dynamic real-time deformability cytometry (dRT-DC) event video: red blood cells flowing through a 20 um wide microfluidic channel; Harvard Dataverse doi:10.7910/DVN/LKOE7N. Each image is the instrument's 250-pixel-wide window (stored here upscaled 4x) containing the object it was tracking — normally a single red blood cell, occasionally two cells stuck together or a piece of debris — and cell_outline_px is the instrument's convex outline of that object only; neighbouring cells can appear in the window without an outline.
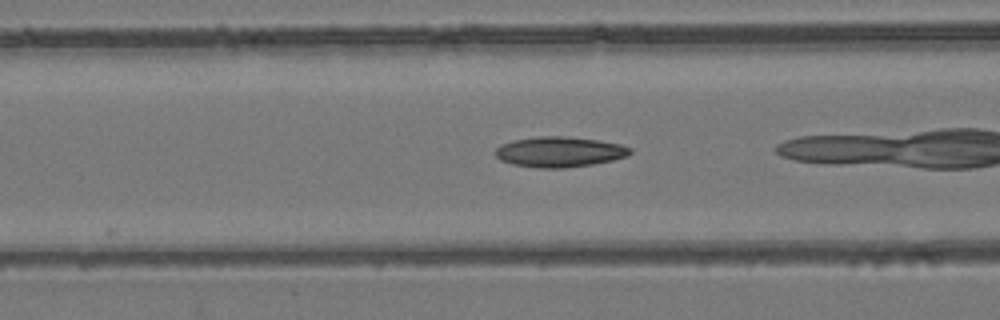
{"species": "common noctule bat (a hibernating species)", "species_latin": "Nyctalus noctula", "temperature_condition": "room temperature", "stored_images_in_passage": 35, "camera_frame_rate_fps": 3000, "um_per_image_px": 0.085, "animal": {"sex": "female", "body_mass_g": 24.6, "forearm_length_mm": 56.2}, "frame": {"image": 1, "passage_image": 15, "time_ms": 4.667, "image_size_px": [1000, 320], "cell_outline_px": [[632, 152], [628, 156], [612, 160], [592, 164], [564, 168], [540, 168], [512, 164], [500, 160], [496, 156], [496, 148], [500, 144], [512, 140], [540, 136], [564, 136], [600, 140], [620, 144], [632, 148]], "centroid_in_image_um": [47.56, 12.9], "position_along_channel_um": 119.0, "area_um2": 23.93}}